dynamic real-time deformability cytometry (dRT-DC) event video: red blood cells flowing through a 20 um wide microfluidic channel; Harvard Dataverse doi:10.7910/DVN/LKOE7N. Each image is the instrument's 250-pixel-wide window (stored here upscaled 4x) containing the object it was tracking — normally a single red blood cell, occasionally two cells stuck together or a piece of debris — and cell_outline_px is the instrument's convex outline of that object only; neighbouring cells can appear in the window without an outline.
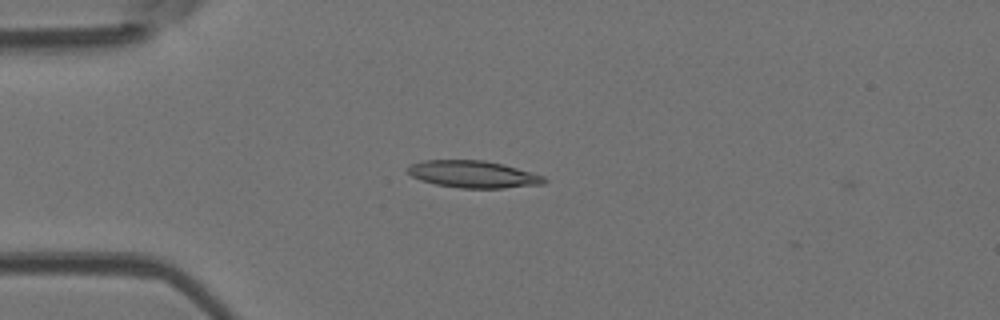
{"species": "Egyptian fruit bat (a non-hibernating species)", "species_latin": "Rousettus aegyptiacus", "temperature_condition": "room temperature", "stored_images_in_passage": 6, "camera_frame_rate_fps": 3000, "um_per_image_px": 0.085, "animal": {"sex": "female"}, "frame": {"image": 1, "passage_image": 5, "time_ms": 1.333, "image_size_px": [1000, 320], "cell_outline_px": [[548, 180], [544, 184], [504, 188], [460, 188], [436, 184], [420, 180], [412, 176], [408, 172], [408, 168], [412, 164], [424, 160], [484, 160], [504, 164], [544, 176]], "centroid_in_image_um": [40.26, 14.81], "position_along_channel_um": 44.7, "area_um2": 21.5}}